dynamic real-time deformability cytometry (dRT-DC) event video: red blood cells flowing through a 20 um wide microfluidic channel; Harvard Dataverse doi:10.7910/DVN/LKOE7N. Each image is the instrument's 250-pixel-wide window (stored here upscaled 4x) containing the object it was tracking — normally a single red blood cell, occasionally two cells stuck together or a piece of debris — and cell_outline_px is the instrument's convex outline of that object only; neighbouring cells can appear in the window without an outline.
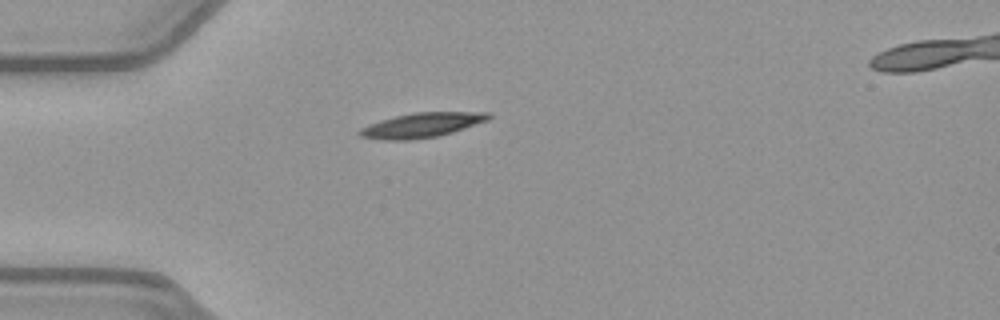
{"species": "common noctule bat (a hibernating species)", "species_latin": "Nyctalus noctula", "temperature_condition": "warm", "stored_images_in_passage": 38, "camera_frame_rate_fps": 3000, "um_per_image_px": 0.085, "animal": {"sex": "female", "body_mass_g": 21.9}, "frame": {"image": 1, "passage_image": 1, "time_ms": 0.0, "image_size_px": [1000, 320], "cell_outline_px": [[492, 116], [488, 120], [440, 136], [412, 140], [380, 140], [360, 136], [356, 132], [360, 128], [368, 124], [380, 120], [412, 112], [488, 112]], "centroid_in_image_um": [35.81, 10.64], "position_along_channel_um": 49.2, "area_um2": 18.67}}
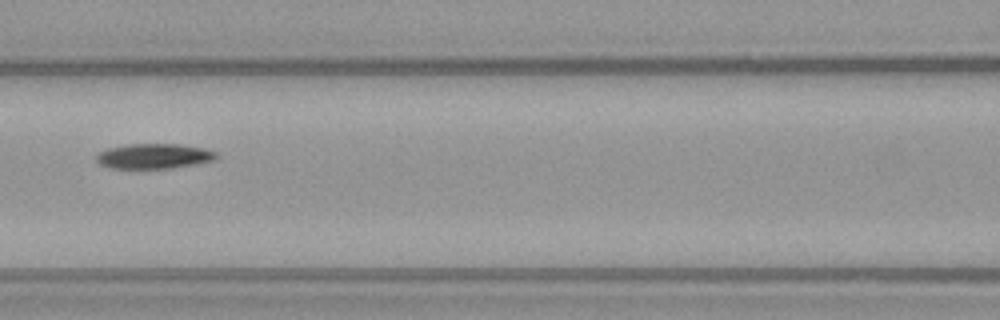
{"frame": {"image": 2, "passage_image": 10, "time_ms": 3.0, "image_size_px": [1000, 320], "cell_outline_px": [[220, 156], [216, 160], [196, 164], [172, 168], [112, 168], [100, 164], [96, 160], [96, 156], [100, 152], [108, 148], [128, 144], [180, 144], [204, 148], [216, 152]], "centroid_in_image_um": [13.14, 13.27], "position_along_channel_um": 153.5, "area_um2": 17.57}}
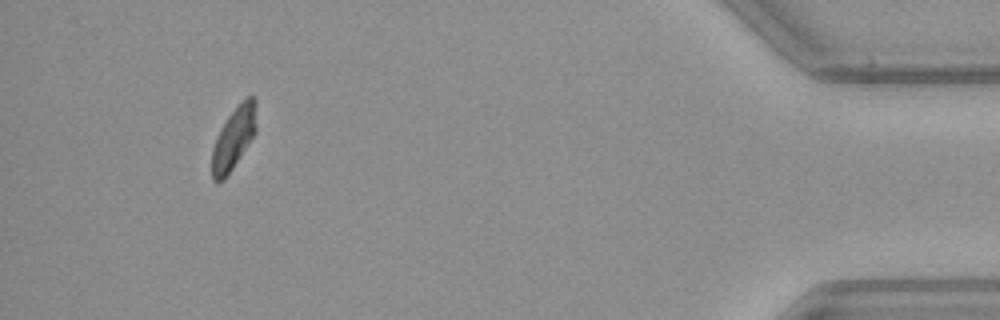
{"frame": {"image": 3, "passage_image": 35, "time_ms": 11.333, "image_size_px": [1000, 320], "cell_outline_px": [[256, 132], [224, 180], [216, 184], [212, 180], [212, 148], [216, 136], [220, 128], [228, 116], [248, 96], [252, 96], [256, 100]], "centroid_in_image_um": [19.84, 11.78], "position_along_channel_um": 415.4, "area_um2": 15.95}, "authors_computed_cell_mechanics": {"area_um2": 17.8313, "velocity_mm_per_s": 3.9715, "shape_relaxation_time_tau1_ms": 4.7659, "shape_relaxation_time_tau2_ms": null, "deformation_change_tau1": 0.1497, "deformation_change_tau2": null}}